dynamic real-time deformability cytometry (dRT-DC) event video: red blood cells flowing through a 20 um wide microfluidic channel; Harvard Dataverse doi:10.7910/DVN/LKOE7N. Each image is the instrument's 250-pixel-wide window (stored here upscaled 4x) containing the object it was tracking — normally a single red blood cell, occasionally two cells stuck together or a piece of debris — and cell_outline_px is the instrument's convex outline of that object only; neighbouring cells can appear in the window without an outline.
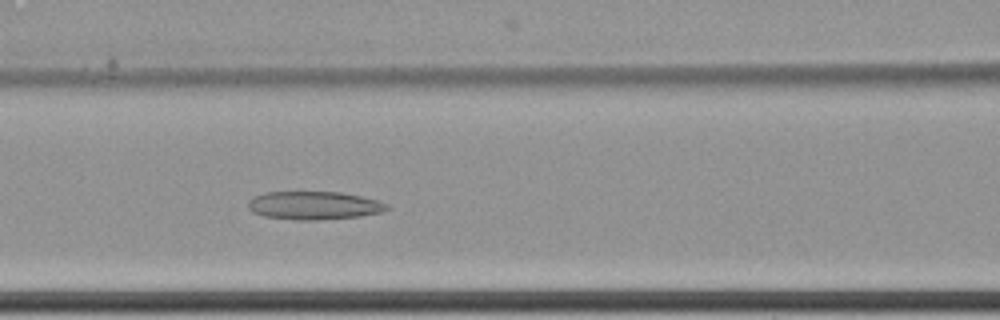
{"species": "common noctule bat (a hibernating species)", "species_latin": "Nyctalus noctula", "temperature_condition": "cold", "stored_images_in_passage": 8, "camera_frame_rate_fps": 3000, "um_per_image_px": 0.085, "animal": {"sex": "female", "body_mass_g": 22.7, "forearm_length_mm": 54.2}, "frame": {"image": 1, "passage_image": 8, "time_ms": 2.333, "image_size_px": [1000, 320], "cell_outline_px": [[388, 208], [380, 212], [360, 216], [316, 220], [300, 220], [264, 216], [252, 212], [248, 208], [248, 200], [264, 192], [340, 192], [360, 196], [376, 200], [388, 204]], "centroid_in_image_um": [26.65, 17.46], "position_along_channel_um": 139.9, "area_um2": 22.6}}